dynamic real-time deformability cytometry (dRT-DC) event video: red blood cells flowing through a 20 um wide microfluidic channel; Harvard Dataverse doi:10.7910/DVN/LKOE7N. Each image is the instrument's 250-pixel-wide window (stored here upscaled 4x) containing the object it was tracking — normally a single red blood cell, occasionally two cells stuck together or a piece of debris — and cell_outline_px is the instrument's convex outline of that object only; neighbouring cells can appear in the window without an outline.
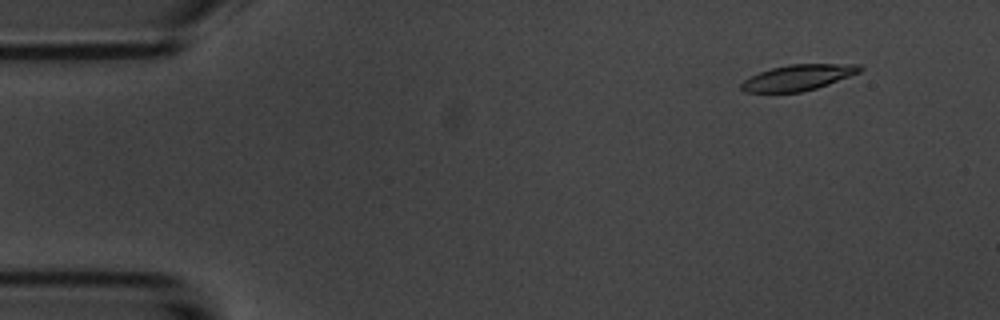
{"species": "common noctule bat (a hibernating species)", "species_latin": "Nyctalus noctula", "temperature_condition": "room temperature", "stored_images_in_passage": 55, "segment_of_instrument_passage": [1, 2], "camera_frame_rate_fps": 3000, "um_per_image_px": 0.085, "animal": {"sex": "male", "body_mass_g": 20.1, "forearm_length_mm": 53.5}, "frame": {"image": 1, "passage_image": 5, "time_ms": 1.333, "image_size_px": [1000, 320], "cell_outline_px": [[864, 68], [860, 72], [828, 84], [816, 88], [800, 92], [744, 92], [740, 88], [740, 84], [744, 80], [760, 72], [772, 68], [788, 64], [860, 64]], "centroid_in_image_um": [67.84, 6.58], "position_along_channel_um": 17.2, "area_um2": 17.69}}
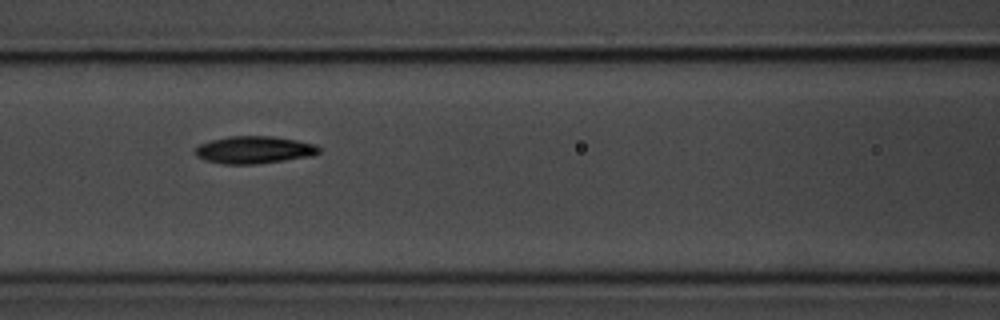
{"frame": {"image": 2, "passage_image": 23, "time_ms": 7.333, "image_size_px": [1000, 320], "cell_outline_px": [[320, 152], [312, 156], [256, 164], [224, 164], [204, 160], [196, 156], [196, 148], [200, 144], [212, 140], [228, 136], [272, 136], [296, 140], [316, 144], [320, 148]], "centroid_in_image_um": [21.61, 12.74], "position_along_channel_um": 145.0, "area_um2": 19.71}}
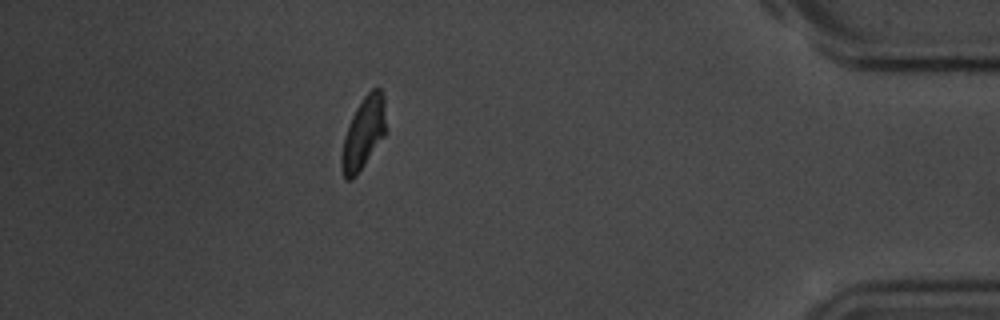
{"frame": {"image": 3, "passage_image": 48, "time_ms": 15.667, "image_size_px": [1000, 320], "cell_outline_px": [[384, 136], [356, 176], [352, 180], [344, 180], [340, 168], [340, 156], [344, 136], [348, 124], [356, 108], [364, 96], [372, 88], [380, 88], [384, 96]], "centroid_in_image_um": [30.84, 11.36], "position_along_channel_um": 404.4, "area_um2": 18.5}}